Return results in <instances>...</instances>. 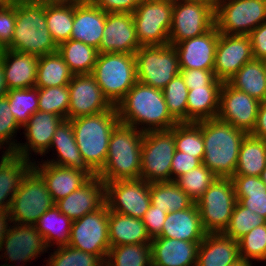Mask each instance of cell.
<instances>
[{
    "instance_id": "obj_1",
    "label": "cell",
    "mask_w": 266,
    "mask_h": 266,
    "mask_svg": "<svg viewBox=\"0 0 266 266\" xmlns=\"http://www.w3.org/2000/svg\"><path fill=\"white\" fill-rule=\"evenodd\" d=\"M116 109L120 122L141 132L167 130L178 123L168 111L163 90L138 81L116 105Z\"/></svg>"
},
{
    "instance_id": "obj_2",
    "label": "cell",
    "mask_w": 266,
    "mask_h": 266,
    "mask_svg": "<svg viewBox=\"0 0 266 266\" xmlns=\"http://www.w3.org/2000/svg\"><path fill=\"white\" fill-rule=\"evenodd\" d=\"M201 131L204 141L202 163L217 177L232 178L247 133L217 118L201 120Z\"/></svg>"
},
{
    "instance_id": "obj_3",
    "label": "cell",
    "mask_w": 266,
    "mask_h": 266,
    "mask_svg": "<svg viewBox=\"0 0 266 266\" xmlns=\"http://www.w3.org/2000/svg\"><path fill=\"white\" fill-rule=\"evenodd\" d=\"M144 132L119 122L109 139L106 163L97 176L104 182L140 178Z\"/></svg>"
},
{
    "instance_id": "obj_4",
    "label": "cell",
    "mask_w": 266,
    "mask_h": 266,
    "mask_svg": "<svg viewBox=\"0 0 266 266\" xmlns=\"http://www.w3.org/2000/svg\"><path fill=\"white\" fill-rule=\"evenodd\" d=\"M37 57L57 52L58 45L47 28L45 1L15 3V27L5 48Z\"/></svg>"
},
{
    "instance_id": "obj_5",
    "label": "cell",
    "mask_w": 266,
    "mask_h": 266,
    "mask_svg": "<svg viewBox=\"0 0 266 266\" xmlns=\"http://www.w3.org/2000/svg\"><path fill=\"white\" fill-rule=\"evenodd\" d=\"M70 121L81 156L98 174L106 163L111 133L120 122L116 106L98 114L82 116Z\"/></svg>"
},
{
    "instance_id": "obj_6",
    "label": "cell",
    "mask_w": 266,
    "mask_h": 266,
    "mask_svg": "<svg viewBox=\"0 0 266 266\" xmlns=\"http://www.w3.org/2000/svg\"><path fill=\"white\" fill-rule=\"evenodd\" d=\"M92 75L104 97L116 106L138 81L135 55L98 53Z\"/></svg>"
},
{
    "instance_id": "obj_7",
    "label": "cell",
    "mask_w": 266,
    "mask_h": 266,
    "mask_svg": "<svg viewBox=\"0 0 266 266\" xmlns=\"http://www.w3.org/2000/svg\"><path fill=\"white\" fill-rule=\"evenodd\" d=\"M214 0H173L169 44L200 36L215 25Z\"/></svg>"
},
{
    "instance_id": "obj_8",
    "label": "cell",
    "mask_w": 266,
    "mask_h": 266,
    "mask_svg": "<svg viewBox=\"0 0 266 266\" xmlns=\"http://www.w3.org/2000/svg\"><path fill=\"white\" fill-rule=\"evenodd\" d=\"M175 150L174 127L144 132L140 178L148 183L172 181L171 164Z\"/></svg>"
},
{
    "instance_id": "obj_9",
    "label": "cell",
    "mask_w": 266,
    "mask_h": 266,
    "mask_svg": "<svg viewBox=\"0 0 266 266\" xmlns=\"http://www.w3.org/2000/svg\"><path fill=\"white\" fill-rule=\"evenodd\" d=\"M138 82L163 90L180 73L178 54L174 46H141L135 53Z\"/></svg>"
},
{
    "instance_id": "obj_10",
    "label": "cell",
    "mask_w": 266,
    "mask_h": 266,
    "mask_svg": "<svg viewBox=\"0 0 266 266\" xmlns=\"http://www.w3.org/2000/svg\"><path fill=\"white\" fill-rule=\"evenodd\" d=\"M55 205L42 176L32 168L14 194L9 213L12 223L35 225Z\"/></svg>"
},
{
    "instance_id": "obj_11",
    "label": "cell",
    "mask_w": 266,
    "mask_h": 266,
    "mask_svg": "<svg viewBox=\"0 0 266 266\" xmlns=\"http://www.w3.org/2000/svg\"><path fill=\"white\" fill-rule=\"evenodd\" d=\"M215 27L227 35H249L266 22V0H216Z\"/></svg>"
},
{
    "instance_id": "obj_12",
    "label": "cell",
    "mask_w": 266,
    "mask_h": 266,
    "mask_svg": "<svg viewBox=\"0 0 266 266\" xmlns=\"http://www.w3.org/2000/svg\"><path fill=\"white\" fill-rule=\"evenodd\" d=\"M236 202L232 179L217 177L195 202L205 231L223 233L230 222Z\"/></svg>"
},
{
    "instance_id": "obj_13",
    "label": "cell",
    "mask_w": 266,
    "mask_h": 266,
    "mask_svg": "<svg viewBox=\"0 0 266 266\" xmlns=\"http://www.w3.org/2000/svg\"><path fill=\"white\" fill-rule=\"evenodd\" d=\"M173 0H142L132 13L141 46L169 44Z\"/></svg>"
},
{
    "instance_id": "obj_14",
    "label": "cell",
    "mask_w": 266,
    "mask_h": 266,
    "mask_svg": "<svg viewBox=\"0 0 266 266\" xmlns=\"http://www.w3.org/2000/svg\"><path fill=\"white\" fill-rule=\"evenodd\" d=\"M108 219L109 207L105 202L96 211L73 221L68 245L99 256L105 262L110 249Z\"/></svg>"
},
{
    "instance_id": "obj_15",
    "label": "cell",
    "mask_w": 266,
    "mask_h": 266,
    "mask_svg": "<svg viewBox=\"0 0 266 266\" xmlns=\"http://www.w3.org/2000/svg\"><path fill=\"white\" fill-rule=\"evenodd\" d=\"M109 210L142 219L151 205L150 183L138 178L105 183Z\"/></svg>"
},
{
    "instance_id": "obj_16",
    "label": "cell",
    "mask_w": 266,
    "mask_h": 266,
    "mask_svg": "<svg viewBox=\"0 0 266 266\" xmlns=\"http://www.w3.org/2000/svg\"><path fill=\"white\" fill-rule=\"evenodd\" d=\"M260 103L258 99L223 82L216 118L250 134L256 123Z\"/></svg>"
},
{
    "instance_id": "obj_17",
    "label": "cell",
    "mask_w": 266,
    "mask_h": 266,
    "mask_svg": "<svg viewBox=\"0 0 266 266\" xmlns=\"http://www.w3.org/2000/svg\"><path fill=\"white\" fill-rule=\"evenodd\" d=\"M253 59L249 35L219 33L213 69L216 79L227 82L245 63Z\"/></svg>"
},
{
    "instance_id": "obj_18",
    "label": "cell",
    "mask_w": 266,
    "mask_h": 266,
    "mask_svg": "<svg viewBox=\"0 0 266 266\" xmlns=\"http://www.w3.org/2000/svg\"><path fill=\"white\" fill-rule=\"evenodd\" d=\"M68 86L70 92L68 120L98 114L112 107L92 74H75Z\"/></svg>"
},
{
    "instance_id": "obj_19",
    "label": "cell",
    "mask_w": 266,
    "mask_h": 266,
    "mask_svg": "<svg viewBox=\"0 0 266 266\" xmlns=\"http://www.w3.org/2000/svg\"><path fill=\"white\" fill-rule=\"evenodd\" d=\"M4 237L0 251L4 250L6 261L29 262L46 252L49 248L46 240L34 225L13 223ZM17 261V262H16Z\"/></svg>"
},
{
    "instance_id": "obj_20",
    "label": "cell",
    "mask_w": 266,
    "mask_h": 266,
    "mask_svg": "<svg viewBox=\"0 0 266 266\" xmlns=\"http://www.w3.org/2000/svg\"><path fill=\"white\" fill-rule=\"evenodd\" d=\"M140 47L132 13H106L100 53L134 54Z\"/></svg>"
},
{
    "instance_id": "obj_21",
    "label": "cell",
    "mask_w": 266,
    "mask_h": 266,
    "mask_svg": "<svg viewBox=\"0 0 266 266\" xmlns=\"http://www.w3.org/2000/svg\"><path fill=\"white\" fill-rule=\"evenodd\" d=\"M63 120L61 116L47 112L37 111L32 114L22 127L25 129L23 133L27 137V141L25 144L18 143L13 154L28 160L31 159L32 151L38 155H46L56 128Z\"/></svg>"
},
{
    "instance_id": "obj_22",
    "label": "cell",
    "mask_w": 266,
    "mask_h": 266,
    "mask_svg": "<svg viewBox=\"0 0 266 266\" xmlns=\"http://www.w3.org/2000/svg\"><path fill=\"white\" fill-rule=\"evenodd\" d=\"M219 32L215 25L206 33L174 44L180 69L213 70Z\"/></svg>"
},
{
    "instance_id": "obj_23",
    "label": "cell",
    "mask_w": 266,
    "mask_h": 266,
    "mask_svg": "<svg viewBox=\"0 0 266 266\" xmlns=\"http://www.w3.org/2000/svg\"><path fill=\"white\" fill-rule=\"evenodd\" d=\"M105 203V183L98 177L90 178L79 189L55 202L61 213L70 220L81 219Z\"/></svg>"
},
{
    "instance_id": "obj_24",
    "label": "cell",
    "mask_w": 266,
    "mask_h": 266,
    "mask_svg": "<svg viewBox=\"0 0 266 266\" xmlns=\"http://www.w3.org/2000/svg\"><path fill=\"white\" fill-rule=\"evenodd\" d=\"M106 24V12L93 2L74 3V20L70 39L94 47L100 53V42Z\"/></svg>"
},
{
    "instance_id": "obj_25",
    "label": "cell",
    "mask_w": 266,
    "mask_h": 266,
    "mask_svg": "<svg viewBox=\"0 0 266 266\" xmlns=\"http://www.w3.org/2000/svg\"><path fill=\"white\" fill-rule=\"evenodd\" d=\"M0 59L8 90L35 87L39 57L4 48Z\"/></svg>"
},
{
    "instance_id": "obj_26",
    "label": "cell",
    "mask_w": 266,
    "mask_h": 266,
    "mask_svg": "<svg viewBox=\"0 0 266 266\" xmlns=\"http://www.w3.org/2000/svg\"><path fill=\"white\" fill-rule=\"evenodd\" d=\"M34 161L33 168L44 179L47 189L54 202L65 198L73 191L79 189L90 177L83 171L70 167H63L47 162Z\"/></svg>"
},
{
    "instance_id": "obj_27",
    "label": "cell",
    "mask_w": 266,
    "mask_h": 266,
    "mask_svg": "<svg viewBox=\"0 0 266 266\" xmlns=\"http://www.w3.org/2000/svg\"><path fill=\"white\" fill-rule=\"evenodd\" d=\"M201 242L155 237L151 240L153 266H196Z\"/></svg>"
},
{
    "instance_id": "obj_28",
    "label": "cell",
    "mask_w": 266,
    "mask_h": 266,
    "mask_svg": "<svg viewBox=\"0 0 266 266\" xmlns=\"http://www.w3.org/2000/svg\"><path fill=\"white\" fill-rule=\"evenodd\" d=\"M54 147L57 151L56 157L58 158H55V160L47 159L45 162L83 171L90 178L97 176V174L87 165L84 158L81 156L75 141L73 126L70 120H63L56 128V132L52 138L49 149H53Z\"/></svg>"
},
{
    "instance_id": "obj_29",
    "label": "cell",
    "mask_w": 266,
    "mask_h": 266,
    "mask_svg": "<svg viewBox=\"0 0 266 266\" xmlns=\"http://www.w3.org/2000/svg\"><path fill=\"white\" fill-rule=\"evenodd\" d=\"M205 231L196 203L191 207L167 213L162 232L157 237L202 242Z\"/></svg>"
},
{
    "instance_id": "obj_30",
    "label": "cell",
    "mask_w": 266,
    "mask_h": 266,
    "mask_svg": "<svg viewBox=\"0 0 266 266\" xmlns=\"http://www.w3.org/2000/svg\"><path fill=\"white\" fill-rule=\"evenodd\" d=\"M238 259V240L223 233H207L199 245L196 266H229Z\"/></svg>"
},
{
    "instance_id": "obj_31",
    "label": "cell",
    "mask_w": 266,
    "mask_h": 266,
    "mask_svg": "<svg viewBox=\"0 0 266 266\" xmlns=\"http://www.w3.org/2000/svg\"><path fill=\"white\" fill-rule=\"evenodd\" d=\"M34 160L11 153L0 164V210H9L14 194L24 177L33 168ZM9 196V197H8Z\"/></svg>"
},
{
    "instance_id": "obj_32",
    "label": "cell",
    "mask_w": 266,
    "mask_h": 266,
    "mask_svg": "<svg viewBox=\"0 0 266 266\" xmlns=\"http://www.w3.org/2000/svg\"><path fill=\"white\" fill-rule=\"evenodd\" d=\"M108 233L110 247L151 243L142 219L109 210Z\"/></svg>"
},
{
    "instance_id": "obj_33",
    "label": "cell",
    "mask_w": 266,
    "mask_h": 266,
    "mask_svg": "<svg viewBox=\"0 0 266 266\" xmlns=\"http://www.w3.org/2000/svg\"><path fill=\"white\" fill-rule=\"evenodd\" d=\"M227 82L260 102L266 101L265 60L253 59L245 63Z\"/></svg>"
},
{
    "instance_id": "obj_34",
    "label": "cell",
    "mask_w": 266,
    "mask_h": 266,
    "mask_svg": "<svg viewBox=\"0 0 266 266\" xmlns=\"http://www.w3.org/2000/svg\"><path fill=\"white\" fill-rule=\"evenodd\" d=\"M231 179L237 201L266 219V185L261 177L234 175Z\"/></svg>"
},
{
    "instance_id": "obj_35",
    "label": "cell",
    "mask_w": 266,
    "mask_h": 266,
    "mask_svg": "<svg viewBox=\"0 0 266 266\" xmlns=\"http://www.w3.org/2000/svg\"><path fill=\"white\" fill-rule=\"evenodd\" d=\"M72 222L54 205L40 216L34 226L45 238L48 247L55 243L59 247L69 244Z\"/></svg>"
},
{
    "instance_id": "obj_36",
    "label": "cell",
    "mask_w": 266,
    "mask_h": 266,
    "mask_svg": "<svg viewBox=\"0 0 266 266\" xmlns=\"http://www.w3.org/2000/svg\"><path fill=\"white\" fill-rule=\"evenodd\" d=\"M266 167V140L247 134L241 143L234 175L261 176Z\"/></svg>"
},
{
    "instance_id": "obj_37",
    "label": "cell",
    "mask_w": 266,
    "mask_h": 266,
    "mask_svg": "<svg viewBox=\"0 0 266 266\" xmlns=\"http://www.w3.org/2000/svg\"><path fill=\"white\" fill-rule=\"evenodd\" d=\"M221 87H203L189 90L187 122H198L217 117Z\"/></svg>"
},
{
    "instance_id": "obj_38",
    "label": "cell",
    "mask_w": 266,
    "mask_h": 266,
    "mask_svg": "<svg viewBox=\"0 0 266 266\" xmlns=\"http://www.w3.org/2000/svg\"><path fill=\"white\" fill-rule=\"evenodd\" d=\"M73 75L58 51L46 54L39 57L35 87L67 86Z\"/></svg>"
},
{
    "instance_id": "obj_39",
    "label": "cell",
    "mask_w": 266,
    "mask_h": 266,
    "mask_svg": "<svg viewBox=\"0 0 266 266\" xmlns=\"http://www.w3.org/2000/svg\"><path fill=\"white\" fill-rule=\"evenodd\" d=\"M57 51L74 75L92 74L98 56V50L94 47L69 39L59 44Z\"/></svg>"
},
{
    "instance_id": "obj_40",
    "label": "cell",
    "mask_w": 266,
    "mask_h": 266,
    "mask_svg": "<svg viewBox=\"0 0 266 266\" xmlns=\"http://www.w3.org/2000/svg\"><path fill=\"white\" fill-rule=\"evenodd\" d=\"M151 204L167 213L191 207L195 202L174 182L150 183Z\"/></svg>"
},
{
    "instance_id": "obj_41",
    "label": "cell",
    "mask_w": 266,
    "mask_h": 266,
    "mask_svg": "<svg viewBox=\"0 0 266 266\" xmlns=\"http://www.w3.org/2000/svg\"><path fill=\"white\" fill-rule=\"evenodd\" d=\"M47 28L57 45L71 37L74 3L45 2Z\"/></svg>"
},
{
    "instance_id": "obj_42",
    "label": "cell",
    "mask_w": 266,
    "mask_h": 266,
    "mask_svg": "<svg viewBox=\"0 0 266 266\" xmlns=\"http://www.w3.org/2000/svg\"><path fill=\"white\" fill-rule=\"evenodd\" d=\"M105 263L108 266H153L151 243L110 247Z\"/></svg>"
},
{
    "instance_id": "obj_43",
    "label": "cell",
    "mask_w": 266,
    "mask_h": 266,
    "mask_svg": "<svg viewBox=\"0 0 266 266\" xmlns=\"http://www.w3.org/2000/svg\"><path fill=\"white\" fill-rule=\"evenodd\" d=\"M174 141L176 150L193 155L203 161L204 141L201 121L177 123L174 126Z\"/></svg>"
},
{
    "instance_id": "obj_44",
    "label": "cell",
    "mask_w": 266,
    "mask_h": 266,
    "mask_svg": "<svg viewBox=\"0 0 266 266\" xmlns=\"http://www.w3.org/2000/svg\"><path fill=\"white\" fill-rule=\"evenodd\" d=\"M17 123L23 127L30 116L38 111V88L11 89L5 95Z\"/></svg>"
},
{
    "instance_id": "obj_45",
    "label": "cell",
    "mask_w": 266,
    "mask_h": 266,
    "mask_svg": "<svg viewBox=\"0 0 266 266\" xmlns=\"http://www.w3.org/2000/svg\"><path fill=\"white\" fill-rule=\"evenodd\" d=\"M217 176L203 163L186 174L177 177L174 182L194 201L204 194Z\"/></svg>"
},
{
    "instance_id": "obj_46",
    "label": "cell",
    "mask_w": 266,
    "mask_h": 266,
    "mask_svg": "<svg viewBox=\"0 0 266 266\" xmlns=\"http://www.w3.org/2000/svg\"><path fill=\"white\" fill-rule=\"evenodd\" d=\"M171 116L178 122H187V98L189 90L179 73L163 89Z\"/></svg>"
},
{
    "instance_id": "obj_47",
    "label": "cell",
    "mask_w": 266,
    "mask_h": 266,
    "mask_svg": "<svg viewBox=\"0 0 266 266\" xmlns=\"http://www.w3.org/2000/svg\"><path fill=\"white\" fill-rule=\"evenodd\" d=\"M38 111L47 112L67 119L70 102L69 86L38 88Z\"/></svg>"
},
{
    "instance_id": "obj_48",
    "label": "cell",
    "mask_w": 266,
    "mask_h": 266,
    "mask_svg": "<svg viewBox=\"0 0 266 266\" xmlns=\"http://www.w3.org/2000/svg\"><path fill=\"white\" fill-rule=\"evenodd\" d=\"M264 224H266L264 217L242 206L237 201L230 222L223 234L232 239L239 240L253 228Z\"/></svg>"
},
{
    "instance_id": "obj_49",
    "label": "cell",
    "mask_w": 266,
    "mask_h": 266,
    "mask_svg": "<svg viewBox=\"0 0 266 266\" xmlns=\"http://www.w3.org/2000/svg\"><path fill=\"white\" fill-rule=\"evenodd\" d=\"M51 253L46 266H102L105 262L96 255L70 245L59 246Z\"/></svg>"
},
{
    "instance_id": "obj_50",
    "label": "cell",
    "mask_w": 266,
    "mask_h": 266,
    "mask_svg": "<svg viewBox=\"0 0 266 266\" xmlns=\"http://www.w3.org/2000/svg\"><path fill=\"white\" fill-rule=\"evenodd\" d=\"M238 244L240 258L266 262V224L253 228Z\"/></svg>"
},
{
    "instance_id": "obj_51",
    "label": "cell",
    "mask_w": 266,
    "mask_h": 266,
    "mask_svg": "<svg viewBox=\"0 0 266 266\" xmlns=\"http://www.w3.org/2000/svg\"><path fill=\"white\" fill-rule=\"evenodd\" d=\"M22 128L13 116L6 96L0 98V149L5 144L6 151L14 153L18 143L13 140L14 134ZM2 146V147H1Z\"/></svg>"
},
{
    "instance_id": "obj_52",
    "label": "cell",
    "mask_w": 266,
    "mask_h": 266,
    "mask_svg": "<svg viewBox=\"0 0 266 266\" xmlns=\"http://www.w3.org/2000/svg\"><path fill=\"white\" fill-rule=\"evenodd\" d=\"M188 90L203 87H221L223 82L216 79L213 70L180 69Z\"/></svg>"
},
{
    "instance_id": "obj_53",
    "label": "cell",
    "mask_w": 266,
    "mask_h": 266,
    "mask_svg": "<svg viewBox=\"0 0 266 266\" xmlns=\"http://www.w3.org/2000/svg\"><path fill=\"white\" fill-rule=\"evenodd\" d=\"M15 27V4L0 5V49L12 41Z\"/></svg>"
},
{
    "instance_id": "obj_54",
    "label": "cell",
    "mask_w": 266,
    "mask_h": 266,
    "mask_svg": "<svg viewBox=\"0 0 266 266\" xmlns=\"http://www.w3.org/2000/svg\"><path fill=\"white\" fill-rule=\"evenodd\" d=\"M201 164L202 161L199 158L194 157L193 155H188L182 151L175 150L171 164L172 181Z\"/></svg>"
},
{
    "instance_id": "obj_55",
    "label": "cell",
    "mask_w": 266,
    "mask_h": 266,
    "mask_svg": "<svg viewBox=\"0 0 266 266\" xmlns=\"http://www.w3.org/2000/svg\"><path fill=\"white\" fill-rule=\"evenodd\" d=\"M166 216L167 212L164 210L156 208L152 204L149 206V209L142 218V221L145 225L147 234L151 239L157 237L162 232Z\"/></svg>"
},
{
    "instance_id": "obj_56",
    "label": "cell",
    "mask_w": 266,
    "mask_h": 266,
    "mask_svg": "<svg viewBox=\"0 0 266 266\" xmlns=\"http://www.w3.org/2000/svg\"><path fill=\"white\" fill-rule=\"evenodd\" d=\"M142 0H93L106 13H133Z\"/></svg>"
},
{
    "instance_id": "obj_57",
    "label": "cell",
    "mask_w": 266,
    "mask_h": 266,
    "mask_svg": "<svg viewBox=\"0 0 266 266\" xmlns=\"http://www.w3.org/2000/svg\"><path fill=\"white\" fill-rule=\"evenodd\" d=\"M253 58L266 60V22L260 24L249 34Z\"/></svg>"
},
{
    "instance_id": "obj_58",
    "label": "cell",
    "mask_w": 266,
    "mask_h": 266,
    "mask_svg": "<svg viewBox=\"0 0 266 266\" xmlns=\"http://www.w3.org/2000/svg\"><path fill=\"white\" fill-rule=\"evenodd\" d=\"M250 135L266 140V101L259 105L256 123Z\"/></svg>"
},
{
    "instance_id": "obj_59",
    "label": "cell",
    "mask_w": 266,
    "mask_h": 266,
    "mask_svg": "<svg viewBox=\"0 0 266 266\" xmlns=\"http://www.w3.org/2000/svg\"><path fill=\"white\" fill-rule=\"evenodd\" d=\"M12 224L9 210H0V248L4 241V237Z\"/></svg>"
},
{
    "instance_id": "obj_60",
    "label": "cell",
    "mask_w": 266,
    "mask_h": 266,
    "mask_svg": "<svg viewBox=\"0 0 266 266\" xmlns=\"http://www.w3.org/2000/svg\"><path fill=\"white\" fill-rule=\"evenodd\" d=\"M8 88L5 83V77L3 72V66L0 59V98L4 97L7 94Z\"/></svg>"
},
{
    "instance_id": "obj_61",
    "label": "cell",
    "mask_w": 266,
    "mask_h": 266,
    "mask_svg": "<svg viewBox=\"0 0 266 266\" xmlns=\"http://www.w3.org/2000/svg\"><path fill=\"white\" fill-rule=\"evenodd\" d=\"M229 266H252V262L245 260V259H238L235 263L229 265Z\"/></svg>"
},
{
    "instance_id": "obj_62",
    "label": "cell",
    "mask_w": 266,
    "mask_h": 266,
    "mask_svg": "<svg viewBox=\"0 0 266 266\" xmlns=\"http://www.w3.org/2000/svg\"><path fill=\"white\" fill-rule=\"evenodd\" d=\"M45 2H62V3H82L85 0H42Z\"/></svg>"
},
{
    "instance_id": "obj_63",
    "label": "cell",
    "mask_w": 266,
    "mask_h": 266,
    "mask_svg": "<svg viewBox=\"0 0 266 266\" xmlns=\"http://www.w3.org/2000/svg\"><path fill=\"white\" fill-rule=\"evenodd\" d=\"M42 0H12V4L20 3V2H39Z\"/></svg>"
},
{
    "instance_id": "obj_64",
    "label": "cell",
    "mask_w": 266,
    "mask_h": 266,
    "mask_svg": "<svg viewBox=\"0 0 266 266\" xmlns=\"http://www.w3.org/2000/svg\"><path fill=\"white\" fill-rule=\"evenodd\" d=\"M11 153L6 151L5 152L3 151V154H2V157H1V161H0V164L1 162H3V160H5Z\"/></svg>"
},
{
    "instance_id": "obj_65",
    "label": "cell",
    "mask_w": 266,
    "mask_h": 266,
    "mask_svg": "<svg viewBox=\"0 0 266 266\" xmlns=\"http://www.w3.org/2000/svg\"><path fill=\"white\" fill-rule=\"evenodd\" d=\"M261 180L263 181V183L266 185V167L265 169L262 171V174H261Z\"/></svg>"
},
{
    "instance_id": "obj_66",
    "label": "cell",
    "mask_w": 266,
    "mask_h": 266,
    "mask_svg": "<svg viewBox=\"0 0 266 266\" xmlns=\"http://www.w3.org/2000/svg\"><path fill=\"white\" fill-rule=\"evenodd\" d=\"M0 5H12V0H0Z\"/></svg>"
}]
</instances>
